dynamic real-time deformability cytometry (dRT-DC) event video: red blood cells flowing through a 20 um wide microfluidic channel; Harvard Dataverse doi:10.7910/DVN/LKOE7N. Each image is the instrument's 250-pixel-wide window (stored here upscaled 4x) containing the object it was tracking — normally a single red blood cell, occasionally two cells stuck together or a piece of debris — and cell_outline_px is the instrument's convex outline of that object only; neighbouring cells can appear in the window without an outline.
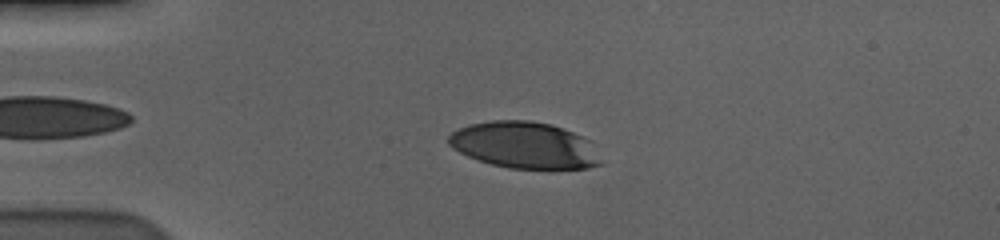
{"species": "human", "species_latin": "Homo sapiens", "temperature_condition": "cold", "stored_images_in_passage": 47, "camera_frame_rate_fps": 3000, "um_per_image_px": 0.085, "donor": {"sex": "male"}, "frame": {"image": 1, "passage_image": 9, "time_ms": 2.667, "image_size_px": [1000, 240], "cell_outline_px": [[604, 164], [588, 168], [508, 168], [476, 160], [452, 148], [448, 144], [448, 136], [452, 132], [468, 124], [492, 120], [532, 120], [552, 124], [592, 140]], "centroid_in_image_um": [44.61, 12.33], "position_along_channel_um": 40.4, "area_um2": 41.67}}
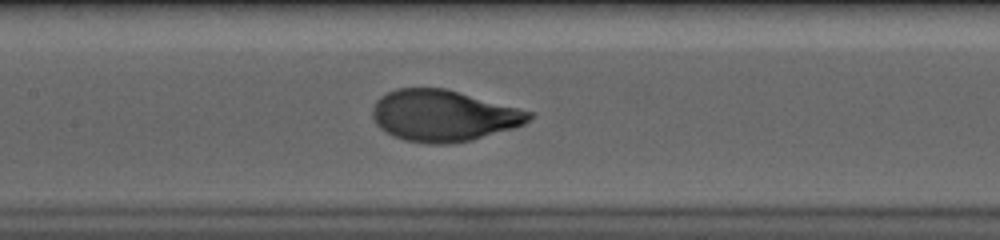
{"frame": {"image": 2, "passage_image": 23, "time_ms": 7.333, "image_size_px": [1000, 240], "cell_outline_px": [[536, 116], [524, 124], [512, 128], [472, 140], [448, 144], [428, 144], [404, 140], [392, 136], [380, 128], [376, 124], [372, 116], [372, 108], [376, 100], [380, 96], [396, 88], [444, 88], [536, 112]], "centroid_in_image_um": [37.7, 9.83], "position_along_channel_um": 169.7, "area_um2": 47.16}}
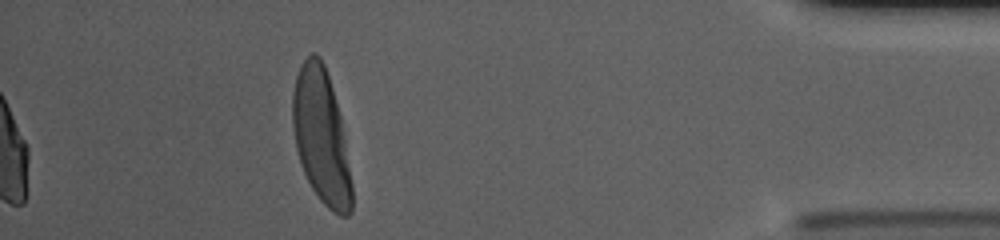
{"frame": {"image": 3, "passage_image": 47, "time_ms": 15.333, "image_size_px": [1000, 240], "cell_outline_px": [[352, 212], [348, 216], [340, 216], [332, 212], [320, 200], [312, 188], [300, 164], [296, 148], [292, 128], [292, 92], [296, 76], [300, 64], [312, 52], [316, 52], [320, 56], [324, 64], [332, 88], [340, 116], [352, 184]], "centroid_in_image_um": [27.28, 11.6], "position_along_channel_um": 407.9, "area_um2": 46.3}, "authors_computed_cell_mechanics": {"area_um2": 45.662, "velocity_mm_per_s": 3.5709, "shape_relaxation_time_tau1_ms": 3.1442, "shape_relaxation_time_tau2_ms": null, "deformation_change_tau1": 0.2017, "deformation_change_tau2": null}}